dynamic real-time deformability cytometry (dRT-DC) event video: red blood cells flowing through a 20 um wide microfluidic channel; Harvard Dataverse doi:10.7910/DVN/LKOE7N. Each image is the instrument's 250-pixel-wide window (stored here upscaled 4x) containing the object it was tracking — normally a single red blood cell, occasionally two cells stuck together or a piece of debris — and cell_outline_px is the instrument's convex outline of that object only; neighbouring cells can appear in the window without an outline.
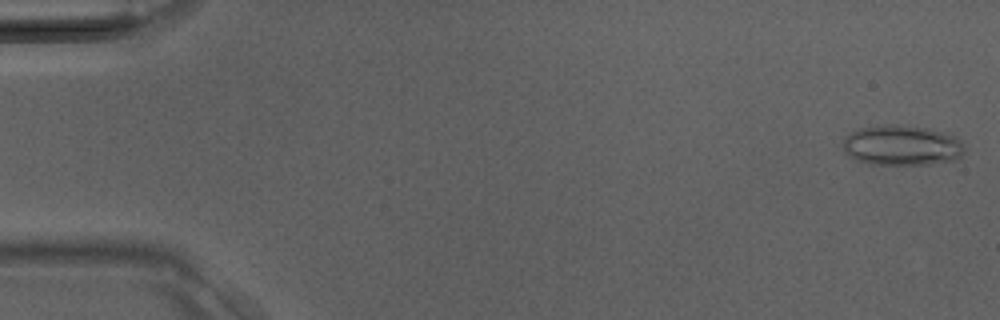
{"species": "Egyptian fruit bat (a non-hibernating species)", "species_latin": "Rousettus aegyptiacus", "temperature_condition": "room temperature", "stored_images_in_passage": 38, "camera_frame_rate_fps": 3000, "um_per_image_px": 0.085, "animal": {"sex": "male"}, "frame": {"image": 1, "passage_image": 1, "time_ms": 0.0, "image_size_px": [1000, 320], "cell_outline_px": [[964, 152], [960, 156], [952, 160], [928, 164], [868, 164], [848, 156], [844, 152], [844, 136], [860, 128], [888, 124], [896, 124], [928, 128], [952, 136], [960, 140], [964, 144]], "centroid_in_image_um": [76.63, 12.35], "position_along_channel_um": 8.4, "area_um2": 28.32}}
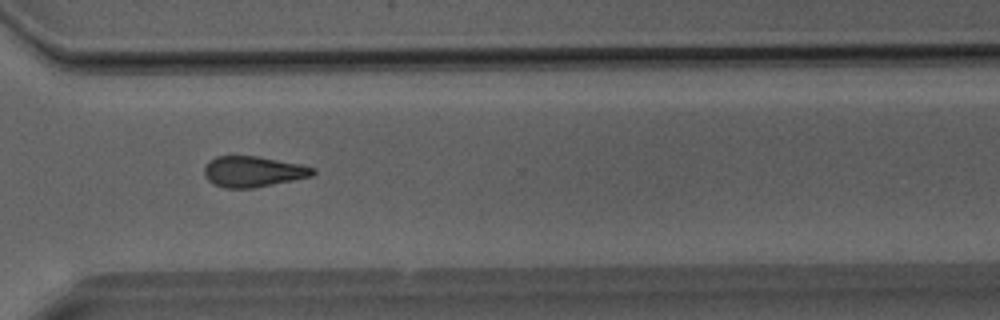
{"frame": {"image": 2, "passage_image": 29, "time_ms": 9.333, "image_size_px": [1000, 320], "cell_outline_px": [[316, 172], [312, 176], [252, 188], [224, 188], [212, 184], [204, 176], [204, 164], [208, 160], [216, 156], [256, 156], [300, 164], [316, 168]], "centroid_in_image_um": [21.46, 14.58], "position_along_channel_um": 349.1, "area_um2": 19.54}}
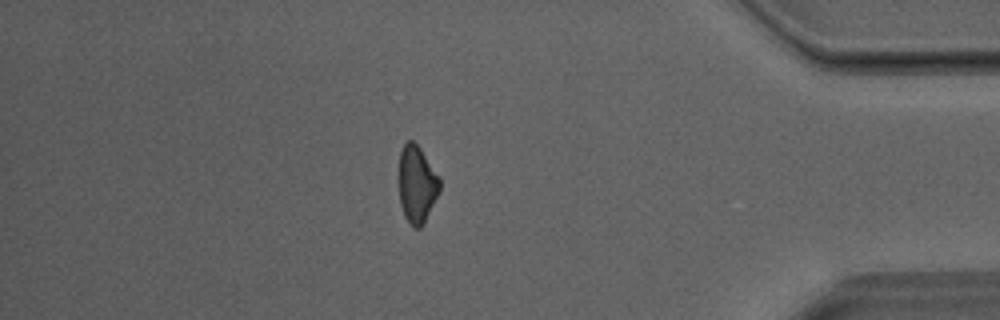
{"frame": {"image": 3, "passage_image": 34, "time_ms": 11.0, "image_size_px": [1000, 320], "cell_outline_px": [[440, 192], [424, 224], [420, 228], [412, 228], [404, 216], [400, 204], [396, 180], [400, 152], [404, 144], [408, 140], [412, 140], [420, 148], [440, 176]], "centroid_in_image_um": [35.4, 15.68], "position_along_channel_um": 399.8, "area_um2": 19.25}}